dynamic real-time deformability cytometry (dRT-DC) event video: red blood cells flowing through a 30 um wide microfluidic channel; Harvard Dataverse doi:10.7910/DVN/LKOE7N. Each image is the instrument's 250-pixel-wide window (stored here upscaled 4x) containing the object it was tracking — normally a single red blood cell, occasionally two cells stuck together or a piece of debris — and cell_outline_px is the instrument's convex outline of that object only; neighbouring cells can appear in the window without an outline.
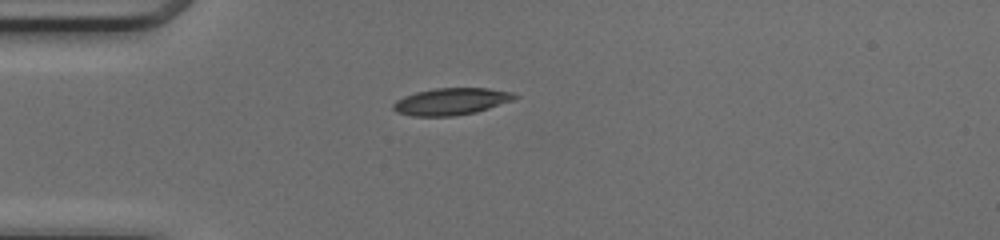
{"species": "common noctule bat (a hibernating species)", "species_latin": "Nyctalus noctula", "temperature_condition": "cold", "stored_images_in_passage": 37, "camera_frame_rate_fps": 3000, "um_per_image_px": 0.085, "animal": {"sex": "female", "body_mass_g": 17.0, "forearm_length_mm": 48.0}, "frame": {"image": 1, "passage_image": 1, "time_ms": 0.0, "image_size_px": [1000, 240], "cell_outline_px": [[520, 96], [512, 100], [476, 112], [456, 116], [412, 116], [396, 112], [392, 108], [392, 104], [396, 100], [404, 96], [416, 92], [436, 88], [488, 88], [512, 92]], "centroid_in_image_um": [38.33, 8.63], "position_along_channel_um": 46.7, "area_um2": 19.07}}
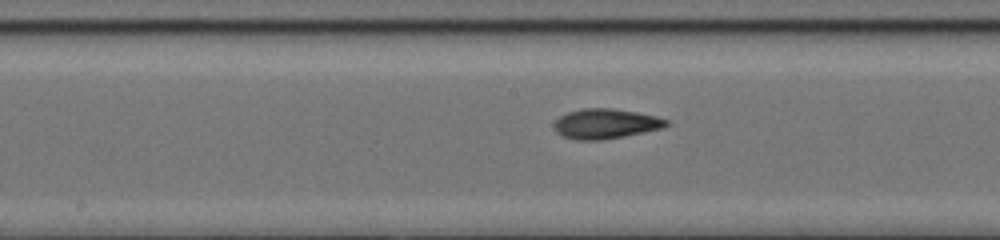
{"frame": {"image": 2, "passage_image": 13, "time_ms": 4.0, "image_size_px": [1000, 240], "cell_outline_px": [[672, 124], [664, 128], [624, 136], [600, 140], [576, 140], [564, 136], [556, 132], [552, 124], [560, 116], [568, 112], [584, 108], [612, 108], [636, 112], [656, 116], [668, 120]], "centroid_in_image_um": [51.5, 10.52], "position_along_channel_um": 196.7, "area_um2": 19.65}}
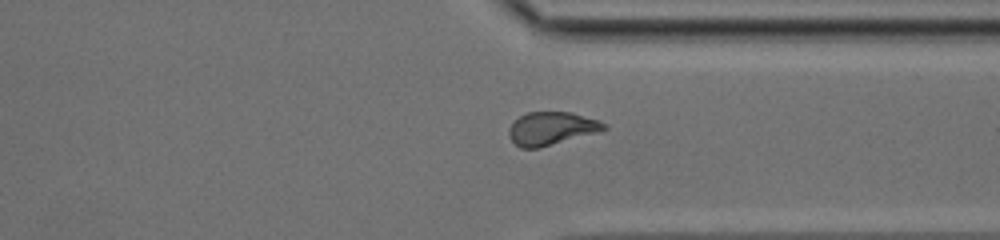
{"frame": {"image": 3, "passage_image": 25, "time_ms": 8.0, "image_size_px": [1000, 240], "cell_outline_px": [[608, 128], [596, 132], [540, 148], [520, 148], [508, 136], [508, 128], [520, 116], [528, 112], [572, 112], [600, 120], [608, 124]], "centroid_in_image_um": [46.88, 10.91], "position_along_channel_um": 364.5, "area_um2": 18.32}, "authors_computed_cell_mechanics": {"area_um2": 18.9006, "velocity_mm_per_s": 4.2107, "shape_relaxation_time_tau1_ms": 3.6444, "shape_relaxation_time_tau2_ms": 2.0354, "deformation_change_tau1": 0.1547, "deformation_change_tau2": 0.0833}}